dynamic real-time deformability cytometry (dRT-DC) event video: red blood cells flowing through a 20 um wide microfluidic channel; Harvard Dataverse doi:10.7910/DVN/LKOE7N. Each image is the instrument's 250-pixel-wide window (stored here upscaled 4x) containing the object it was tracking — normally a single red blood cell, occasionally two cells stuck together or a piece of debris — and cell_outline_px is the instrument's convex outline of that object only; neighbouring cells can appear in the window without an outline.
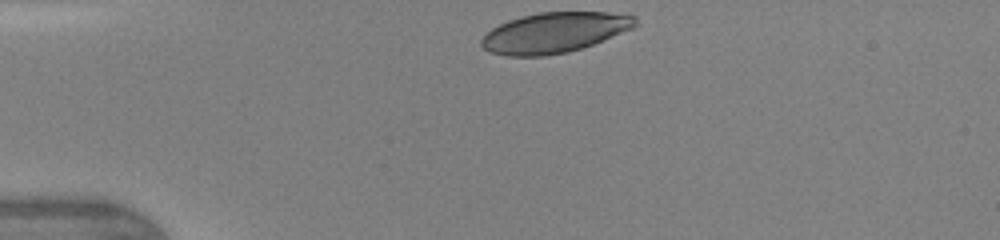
{"species": "human", "species_latin": "Homo sapiens", "temperature_condition": "warm", "stored_images_in_passage": 30, "camera_frame_rate_fps": 3000, "um_per_image_px": 0.085, "donor": {"sex": "female"}, "frame": {"image": 1, "passage_image": 1, "time_ms": 0.0, "image_size_px": [1000, 240], "cell_outline_px": [[636, 24], [632, 28], [592, 44], [568, 52], [544, 56], [504, 56], [488, 52], [480, 44], [480, 40], [492, 28], [508, 20], [540, 12], [608, 12], [636, 16]], "centroid_in_image_um": [47.08, 2.78], "position_along_channel_um": 37.9, "area_um2": 35.89}}
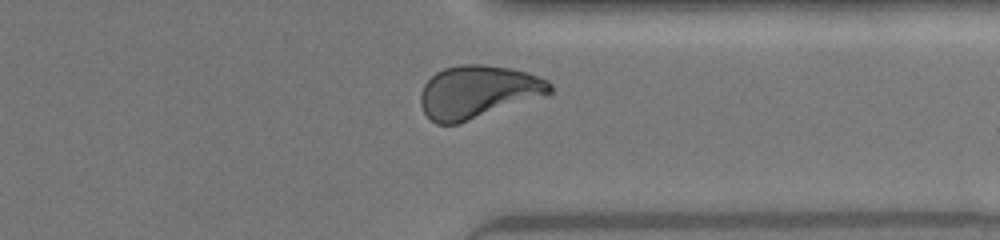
{"frame": {"image": 2, "passage_image": 27, "time_ms": 8.667, "image_size_px": [1000, 240], "cell_outline_px": [[552, 92], [460, 124], [436, 124], [424, 112], [420, 104], [420, 92], [424, 84], [436, 72], [444, 68], [460, 64], [484, 64], [508, 68], [528, 72], [548, 80], [552, 84]], "centroid_in_image_um": [40.59, 7.8], "position_along_channel_um": 370.8, "area_um2": 39.65}, "authors_computed_cell_mechanics": {"area_um2": 38.6393, "velocity_mm_per_s": 4.339, "shape_relaxation_time_tau1_ms": 3.6854, "shape_relaxation_time_tau2_ms": 0.9197, "deformation_change_tau1": 0.1684, "deformation_change_tau2": 0.0624}}